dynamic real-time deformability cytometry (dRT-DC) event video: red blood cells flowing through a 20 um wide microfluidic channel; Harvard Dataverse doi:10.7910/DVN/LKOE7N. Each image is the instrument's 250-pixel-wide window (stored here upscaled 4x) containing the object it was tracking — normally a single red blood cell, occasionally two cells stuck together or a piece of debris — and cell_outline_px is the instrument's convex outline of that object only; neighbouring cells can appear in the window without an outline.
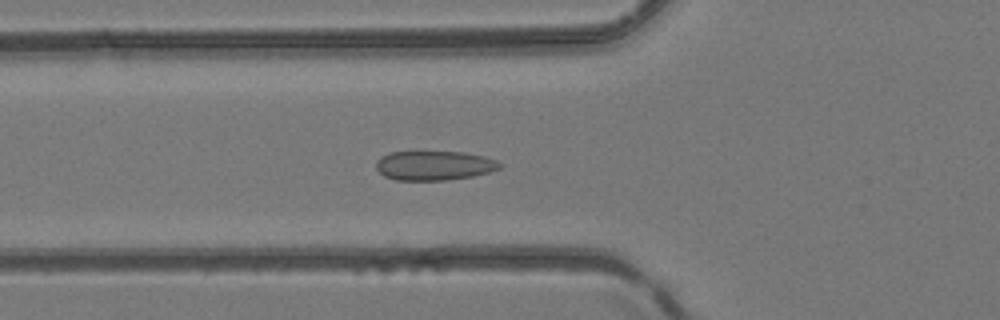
{"species": "common noctule bat (a hibernating species)", "species_latin": "Nyctalus noctula", "temperature_condition": "room temperature", "stored_images_in_passage": 35, "camera_frame_rate_fps": 3000, "um_per_image_px": 0.085, "animal": {"sex": "female", "body_mass_g": 24.6, "forearm_length_mm": 56.2}, "frame": {"image": 1, "passage_image": 5, "time_ms": 1.333, "image_size_px": [1000, 320], "cell_outline_px": [[504, 164], [500, 168], [488, 172], [472, 176], [448, 180], [396, 180], [384, 176], [376, 168], [376, 160], [380, 156], [388, 152], [464, 152], [484, 156], [496, 160]], "centroid_in_image_um": [36.89, 14.06], "position_along_channel_um": 88.9, "area_um2": 21.27}}
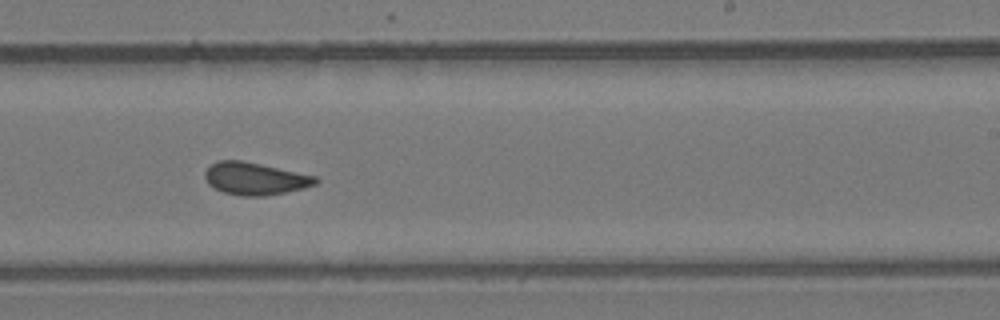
{"frame": {"image": 2, "passage_image": 17, "time_ms": 5.333, "image_size_px": [1000, 320], "cell_outline_px": [[320, 180], [316, 184], [304, 188], [264, 196], [244, 196], [224, 192], [208, 184], [204, 176], [204, 172], [216, 160], [244, 160], [316, 176]], "centroid_in_image_um": [21.68, 15.17], "position_along_channel_um": 267.3, "area_um2": 20.87}}
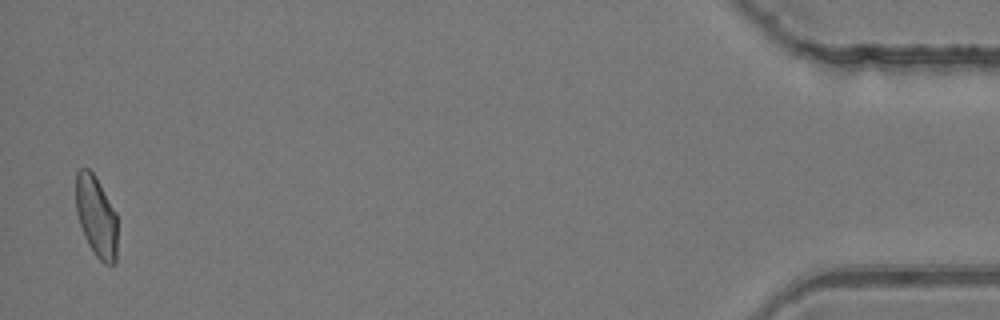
{"frame": {"image": 3, "passage_image": 34, "time_ms": 11.0, "image_size_px": [1000, 320], "cell_outline_px": [[116, 264], [104, 264], [96, 256], [88, 244], [80, 224], [76, 212], [76, 172], [80, 168], [88, 168], [92, 172], [100, 184], [116, 212]], "centroid_in_image_um": [8.18, 18.39], "position_along_channel_um": 427.0, "area_um2": 19.48}}